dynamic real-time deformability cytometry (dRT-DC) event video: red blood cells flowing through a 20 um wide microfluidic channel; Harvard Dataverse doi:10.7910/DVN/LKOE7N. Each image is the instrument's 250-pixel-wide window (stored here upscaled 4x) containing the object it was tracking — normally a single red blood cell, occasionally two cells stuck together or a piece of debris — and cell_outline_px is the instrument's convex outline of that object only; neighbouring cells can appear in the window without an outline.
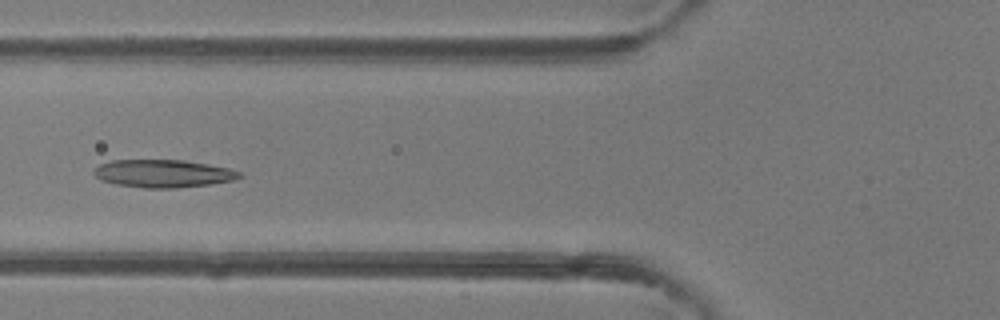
{"species": "common noctule bat (a hibernating species)", "species_latin": "Nyctalus noctula", "temperature_condition": "room temperature", "stored_images_in_passage": 5, "camera_frame_rate_fps": 3000, "um_per_image_px": 0.085, "animal": {"sex": "female"}, "frame": {"image": 1, "passage_image": 5, "time_ms": 1.333, "image_size_px": [1000, 320], "cell_outline_px": [[244, 176], [232, 180], [212, 184], [176, 188], [144, 188], [116, 184], [100, 180], [92, 172], [100, 164], [112, 160], [184, 160], [208, 164], [228, 168], [240, 172]], "centroid_in_image_um": [13.87, 14.75], "position_along_channel_um": 111.9, "area_um2": 23.58}}